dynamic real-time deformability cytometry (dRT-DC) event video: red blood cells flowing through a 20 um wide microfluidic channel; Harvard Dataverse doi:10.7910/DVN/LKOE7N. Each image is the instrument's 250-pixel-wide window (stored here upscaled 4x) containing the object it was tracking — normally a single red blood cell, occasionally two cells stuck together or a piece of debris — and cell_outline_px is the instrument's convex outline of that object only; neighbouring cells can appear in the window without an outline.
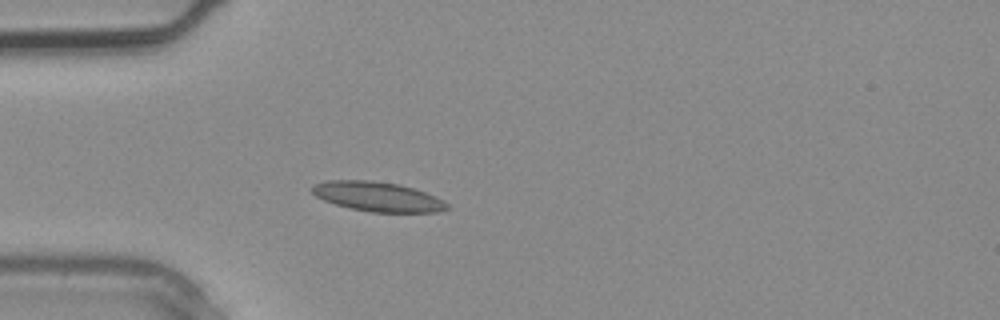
{"species": "common noctule bat (a hibernating species)", "species_latin": "Nyctalus noctula", "temperature_condition": "warm", "stored_images_in_passage": 2, "camera_frame_rate_fps": 3000, "um_per_image_px": 0.085, "animal": {"sex": "male", "body_mass_g": 20.4}, "frame": {"image": 1, "passage_image": 2, "time_ms": 0.333, "image_size_px": [1000, 320], "cell_outline_px": [[452, 208], [440, 212], [372, 212], [348, 208], [324, 200], [316, 196], [308, 188], [312, 184], [324, 180], [372, 180], [400, 184], [436, 196], [444, 200]], "centroid_in_image_um": [32.09, 16.71], "position_along_channel_um": 52.9, "area_um2": 23.64}}